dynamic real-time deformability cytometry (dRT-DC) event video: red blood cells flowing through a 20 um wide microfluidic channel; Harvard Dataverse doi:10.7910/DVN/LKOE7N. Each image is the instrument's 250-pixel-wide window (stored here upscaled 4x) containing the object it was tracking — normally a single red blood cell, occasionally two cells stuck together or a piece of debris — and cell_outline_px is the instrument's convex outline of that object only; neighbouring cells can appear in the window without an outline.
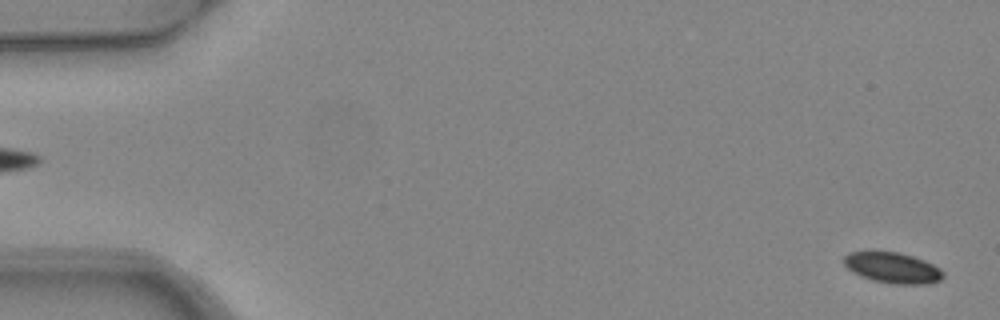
{"species": "common noctule bat (a hibernating species)", "species_latin": "Nyctalus noctula", "temperature_condition": "warm", "stored_images_in_passage": 6, "segment_of_instrument_passage": [2, 2], "camera_frame_rate_fps": 3000, "um_per_image_px": 0.085, "animal": {"sex": "female", "body_mass_g": 24.6, "forearm_length_mm": 56.2}, "frame": {"image": 1, "passage_image": 6, "time_ms": 1.667, "image_size_px": [1000, 320], "cell_outline_px": [[944, 276], [940, 280], [928, 284], [892, 284], [872, 280], [860, 276], [848, 268], [844, 264], [844, 256], [848, 252], [896, 252], [912, 256], [924, 260], [940, 268], [944, 272]], "centroid_in_image_um": [75.89, 22.77], "position_along_channel_um": 9.1, "area_um2": 17.69}}